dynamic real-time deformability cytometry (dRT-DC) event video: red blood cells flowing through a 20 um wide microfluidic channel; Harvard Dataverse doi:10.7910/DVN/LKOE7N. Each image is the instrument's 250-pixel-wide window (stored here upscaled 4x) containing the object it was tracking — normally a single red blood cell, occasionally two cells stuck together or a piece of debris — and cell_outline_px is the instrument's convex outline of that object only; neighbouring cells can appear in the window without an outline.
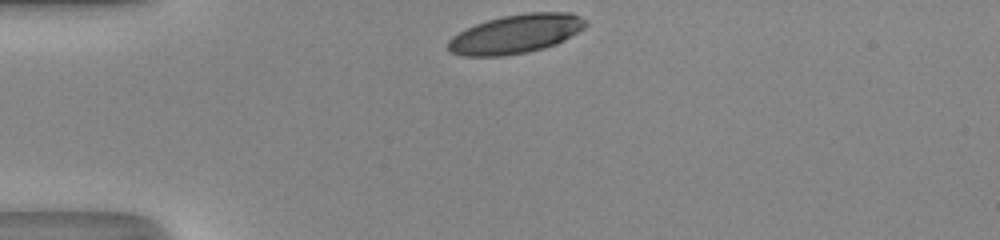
{"species": "human", "species_latin": "Homo sapiens", "temperature_condition": "room temperature", "stored_images_in_passage": 29, "camera_frame_rate_fps": 3000, "um_per_image_px": 0.085, "donor": {"sex": "male"}, "frame": {"image": 1, "passage_image": 1, "time_ms": 0.0, "image_size_px": [1000, 240], "cell_outline_px": [[588, 24], [584, 28], [556, 44], [544, 48], [524, 52], [500, 56], [464, 56], [452, 52], [448, 48], [448, 40], [452, 36], [476, 24], [488, 20], [504, 16], [528, 12], [568, 12], [584, 20]], "centroid_in_image_um": [43.83, 2.88], "position_along_channel_um": 41.2, "area_um2": 30.63}}
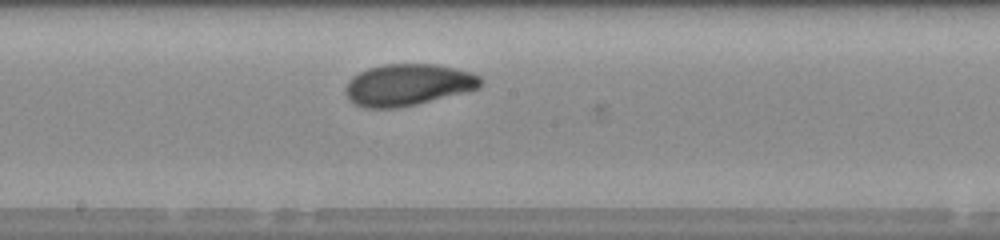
{"frame": {"image": 2, "passage_image": 16, "time_ms": 5.0, "image_size_px": [1000, 240], "cell_outline_px": [[484, 80], [480, 88], [416, 104], [396, 108], [364, 108], [348, 100], [344, 92], [344, 88], [348, 80], [352, 76], [368, 68], [384, 64], [432, 64], [456, 68], [480, 76]], "centroid_in_image_um": [34.64, 7.21], "position_along_channel_um": 213.6, "area_um2": 32.89}}
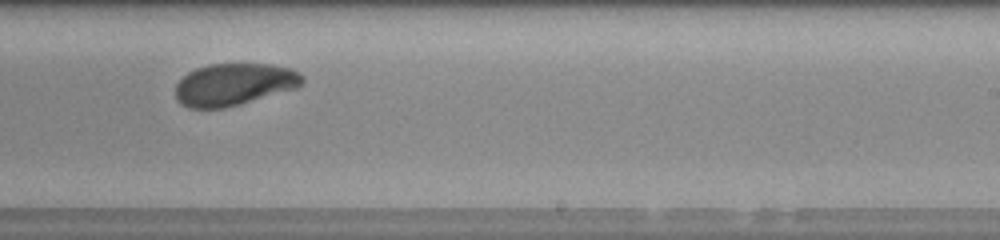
{"frame": {"image": 3, "passage_image": 20, "time_ms": 6.333, "image_size_px": [1000, 240], "cell_outline_px": [[304, 80], [296, 88], [240, 104], [224, 108], [188, 108], [180, 104], [176, 100], [176, 84], [188, 72], [196, 68], [208, 64], [272, 64], [292, 68], [304, 76]], "centroid_in_image_um": [19.88, 7.17], "position_along_channel_um": 269.1, "area_um2": 31.21}, "authors_computed_cell_mechanics": {"area_um2": 31.9634, "velocity_mm_per_s": 4.176, "shape_relaxation_time_tau1_ms": 2.6116, "shape_relaxation_time_tau2_ms": 2.0624, "deformation_change_tau1": 0.141, "deformation_change_tau2": 0.068}}